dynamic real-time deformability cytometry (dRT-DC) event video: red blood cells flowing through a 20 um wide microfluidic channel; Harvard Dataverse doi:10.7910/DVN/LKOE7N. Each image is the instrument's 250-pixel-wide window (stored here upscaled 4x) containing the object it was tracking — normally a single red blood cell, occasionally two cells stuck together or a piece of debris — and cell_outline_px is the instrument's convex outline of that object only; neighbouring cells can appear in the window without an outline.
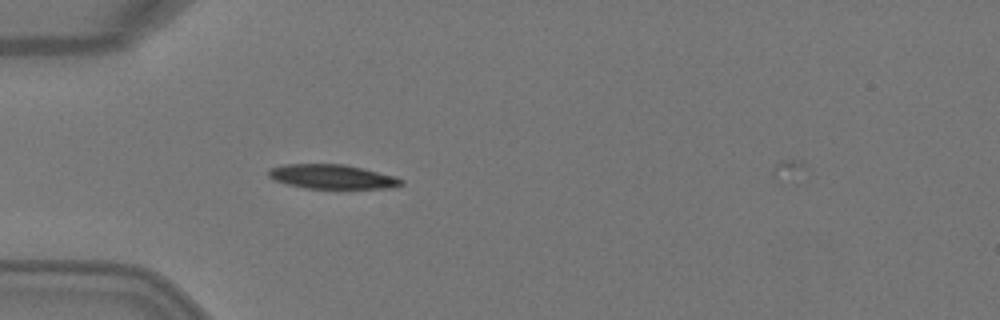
{"species": "Egyptian fruit bat (a non-hibernating species)", "species_latin": "Rousettus aegyptiacus", "temperature_condition": "warm", "stored_images_in_passage": 3, "camera_frame_rate_fps": 3000, "um_per_image_px": 0.085, "animal": {"sex": "female"}, "frame": {"image": 1, "passage_image": 3, "time_ms": 0.667, "image_size_px": [1000, 320], "cell_outline_px": [[404, 184], [392, 188], [304, 188], [288, 184], [276, 180], [268, 176], [268, 168], [284, 164], [344, 164], [396, 176], [404, 180]], "centroid_in_image_um": [28.25, 15.01], "position_along_channel_um": 56.8, "area_um2": 18.79}}